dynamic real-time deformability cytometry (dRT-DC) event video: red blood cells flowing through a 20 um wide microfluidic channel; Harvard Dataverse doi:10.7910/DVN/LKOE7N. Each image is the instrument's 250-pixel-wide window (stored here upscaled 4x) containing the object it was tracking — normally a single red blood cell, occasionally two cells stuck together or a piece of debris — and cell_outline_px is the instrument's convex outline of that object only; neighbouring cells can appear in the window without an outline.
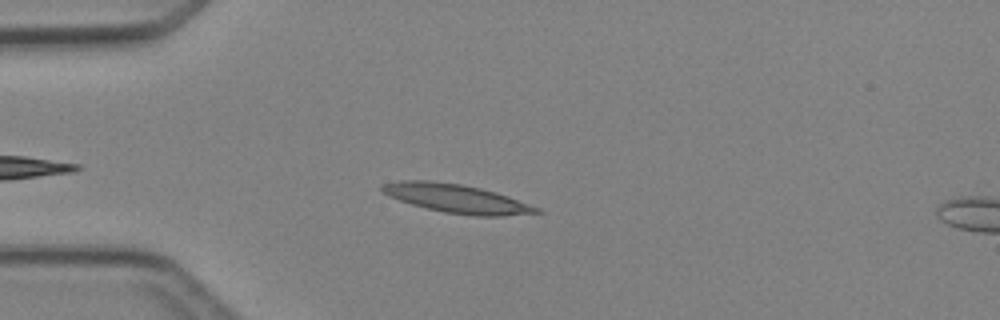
{"species": "Egyptian fruit bat (a non-hibernating species)", "species_latin": "Rousettus aegyptiacus", "temperature_condition": "cold", "stored_images_in_passage": 5, "camera_frame_rate_fps": 3000, "um_per_image_px": 0.085, "animal": {"sex": "female"}, "frame": {"image": 1, "passage_image": 4, "time_ms": 3.333, "image_size_px": [1000, 320], "cell_outline_px": [[544, 212], [504, 216], [476, 216], [444, 212], [412, 204], [388, 196], [380, 188], [384, 184], [400, 180], [428, 180], [460, 184], [480, 188], [496, 192], [508, 196], [540, 208]], "centroid_in_image_um": [38.84, 16.88], "position_along_channel_um": 46.2, "area_um2": 25.55}}